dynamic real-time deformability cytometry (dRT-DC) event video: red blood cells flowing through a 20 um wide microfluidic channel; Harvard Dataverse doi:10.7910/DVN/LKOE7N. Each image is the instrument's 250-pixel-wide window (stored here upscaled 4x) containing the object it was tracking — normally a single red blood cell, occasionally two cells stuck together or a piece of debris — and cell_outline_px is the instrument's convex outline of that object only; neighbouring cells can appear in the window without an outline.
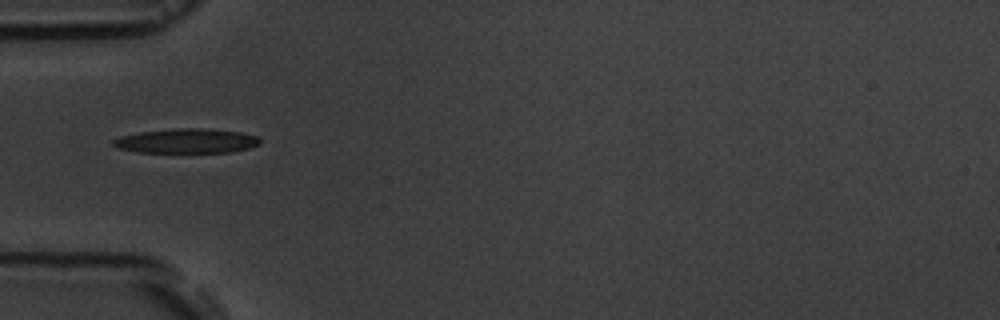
{"species": "common noctule bat (a hibernating species)", "species_latin": "Nyctalus noctula", "temperature_condition": "room temperature", "stored_images_in_passage": 4, "camera_frame_rate_fps": 3000, "um_per_image_px": 0.085, "animal": {"sex": "male", "body_mass_g": 19.5, "forearm_length_mm": 54.6}, "frame": {"image": 1, "passage_image": 1, "time_ms": 0.0, "image_size_px": [1000, 320], "cell_outline_px": [[260, 144], [248, 148], [228, 152], [136, 152], [116, 148], [112, 144], [112, 140], [120, 136], [140, 132], [176, 128], [208, 128], [240, 132], [260, 136]], "centroid_in_image_um": [15.85, 11.97], "position_along_channel_um": 69.1, "area_um2": 21.1}}
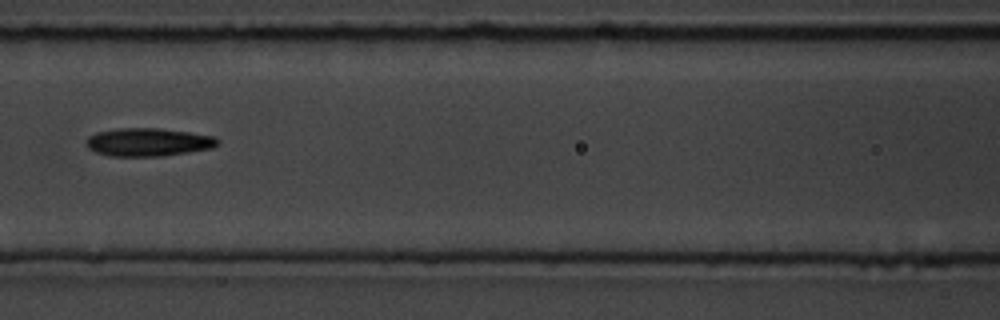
{"frame": {"image": 2, "passage_image": 3, "time_ms": 2.333, "image_size_px": [1000, 320], "cell_outline_px": [[220, 144], [212, 148], [164, 156], [108, 156], [96, 152], [88, 148], [88, 136], [96, 132], [120, 128], [160, 128], [216, 136], [220, 140]], "centroid_in_image_um": [12.65, 12.08], "position_along_channel_um": 154.0, "area_um2": 21.62}}
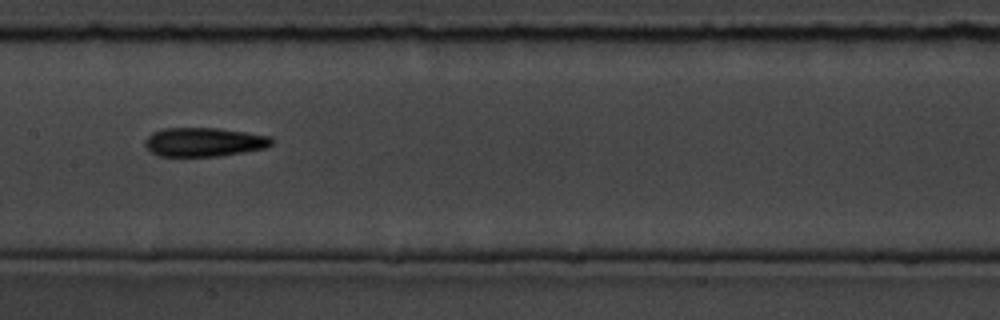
{"frame": {"image": 3, "passage_image": 4, "time_ms": 3.333, "image_size_px": [1000, 320], "cell_outline_px": [[272, 144], [264, 148], [220, 156], [156, 156], [144, 144], [144, 140], [152, 132], [164, 128], [216, 128], [272, 136]], "centroid_in_image_um": [17.31, 12.07], "position_along_channel_um": 190.1, "area_um2": 21.27}}